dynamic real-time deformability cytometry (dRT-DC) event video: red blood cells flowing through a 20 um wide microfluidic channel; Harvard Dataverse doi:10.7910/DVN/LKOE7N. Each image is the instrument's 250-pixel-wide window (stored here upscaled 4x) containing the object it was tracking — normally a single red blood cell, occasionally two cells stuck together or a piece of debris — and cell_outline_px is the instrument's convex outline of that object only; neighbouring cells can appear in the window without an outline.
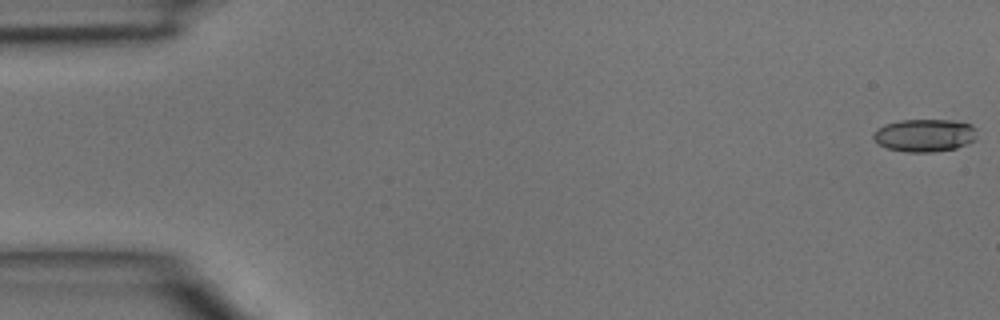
{"species": "common noctule bat (a hibernating species)", "species_latin": "Nyctalus noctula", "temperature_condition": "room temperature", "stored_images_in_passage": 9, "camera_frame_rate_fps": 3000, "um_per_image_px": 0.085, "animal": {"sex": "male", "body_mass_g": 15.6}, "frame": {"image": 1, "passage_image": 1, "time_ms": 0.0, "image_size_px": [1000, 320], "cell_outline_px": [[976, 140], [968, 144], [956, 148], [932, 152], [904, 152], [888, 148], [880, 144], [872, 136], [876, 128], [884, 124], [900, 120], [956, 120], [972, 124], [976, 128]], "centroid_in_image_um": [78.63, 11.49], "position_along_channel_um": 6.4, "area_um2": 20.0}}